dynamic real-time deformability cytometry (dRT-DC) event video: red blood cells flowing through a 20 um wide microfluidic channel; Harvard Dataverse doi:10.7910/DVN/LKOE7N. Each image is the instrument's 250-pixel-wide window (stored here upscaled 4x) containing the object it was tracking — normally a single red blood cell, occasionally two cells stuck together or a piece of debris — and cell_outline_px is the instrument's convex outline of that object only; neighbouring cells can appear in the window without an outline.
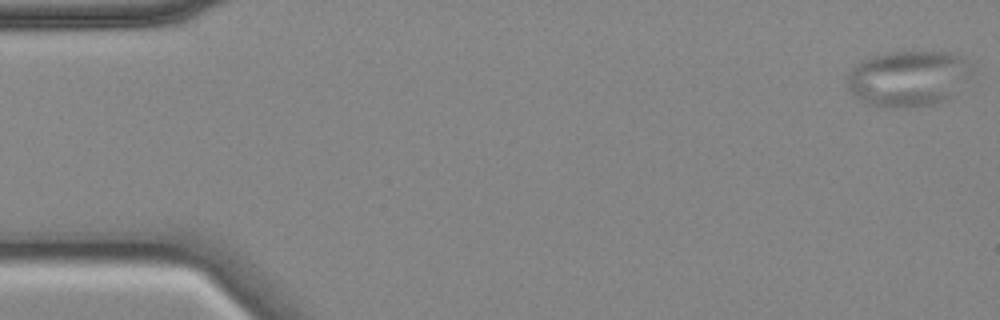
{"species": "common noctule bat (a hibernating species)", "species_latin": "Nyctalus noctula", "temperature_condition": "cold", "stored_images_in_passage": 56, "camera_frame_rate_fps": 3000, "um_per_image_px": 0.085, "animal": {"sex": "female", "body_mass_g": 18.4}, "frame": {"image": 1, "passage_image": 1, "time_ms": 0.0, "image_size_px": [1000, 320], "cell_outline_px": [[972, 76], [948, 100], [936, 104], [904, 108], [880, 108], [868, 104], [856, 96], [848, 88], [848, 72], [856, 64], [864, 60], [888, 52], [952, 52], [960, 56], [972, 64]], "centroid_in_image_um": [77.25, 6.69], "position_along_channel_um": 7.7, "area_um2": 40.92}}
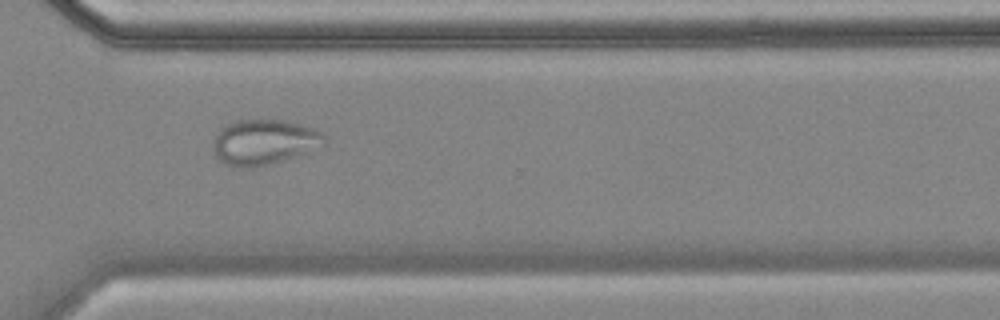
{"frame": {"image": 2, "passage_image": 41, "time_ms": 13.333, "image_size_px": [1000, 320], "cell_outline_px": [[328, 140], [324, 144], [296, 156], [284, 160], [252, 168], [248, 168], [224, 164], [216, 156], [212, 144], [220, 128], [236, 120], [284, 120], [300, 124], [312, 128], [328, 136]], "centroid_in_image_um": [22.45, 12.07], "position_along_channel_um": 348.2, "area_um2": 29.19}}
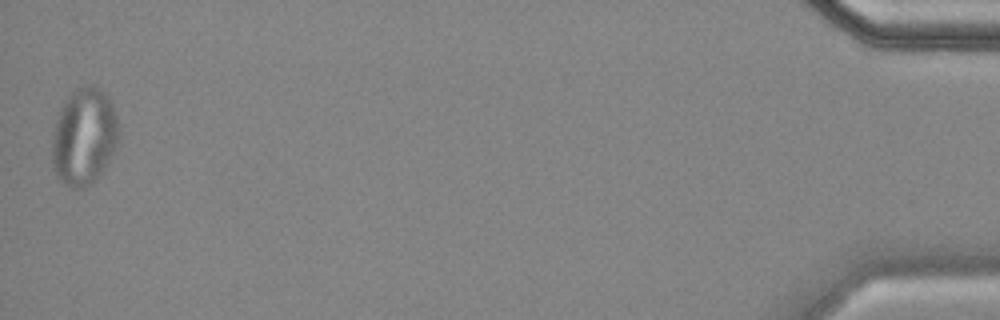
{"frame": {"image": 3, "passage_image": 56, "time_ms": 18.333, "image_size_px": [1000, 320], "cell_outline_px": [[120, 140], [96, 180], [84, 188], [68, 188], [60, 184], [52, 168], [52, 128], [60, 108], [64, 100], [76, 88], [88, 84], [92, 84], [100, 88], [108, 96], [112, 104], [120, 124]], "centroid_in_image_um": [7.13, 11.62], "position_along_channel_um": 428.1, "area_um2": 38.73}}